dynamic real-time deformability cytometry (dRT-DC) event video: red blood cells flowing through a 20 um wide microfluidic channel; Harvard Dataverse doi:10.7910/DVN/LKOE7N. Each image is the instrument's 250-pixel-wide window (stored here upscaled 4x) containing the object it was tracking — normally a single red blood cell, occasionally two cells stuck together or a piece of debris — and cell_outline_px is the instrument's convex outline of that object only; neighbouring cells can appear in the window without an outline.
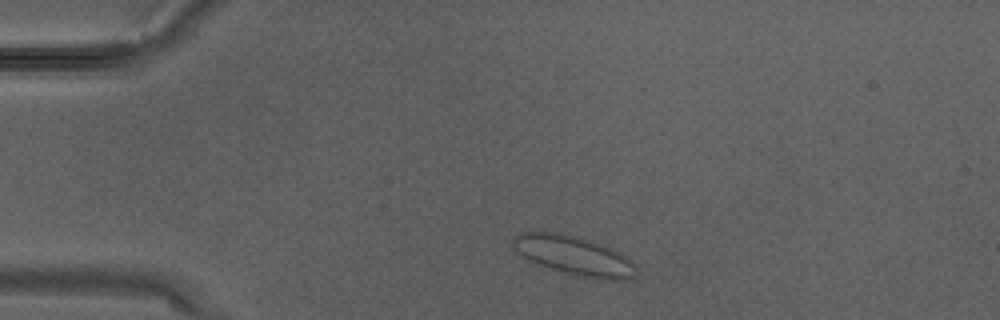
{"species": "Egyptian fruit bat (a non-hibernating species)", "species_latin": "Rousettus aegyptiacus", "temperature_condition": "warm", "stored_images_in_passage": 2, "camera_frame_rate_fps": 3000, "um_per_image_px": 0.085, "animal": {"sex": "male"}, "frame": {"image": 1, "passage_image": 1, "time_ms": 0.0, "image_size_px": [1000, 320], "cell_outline_px": [[636, 276], [624, 280], [596, 280], [536, 264], [528, 260], [512, 248], [508, 244], [516, 236], [524, 232], [556, 232], [576, 236], [604, 244], [628, 256], [636, 264]], "centroid_in_image_um": [48.83, 21.73], "position_along_channel_um": 36.2, "area_um2": 28.5}}